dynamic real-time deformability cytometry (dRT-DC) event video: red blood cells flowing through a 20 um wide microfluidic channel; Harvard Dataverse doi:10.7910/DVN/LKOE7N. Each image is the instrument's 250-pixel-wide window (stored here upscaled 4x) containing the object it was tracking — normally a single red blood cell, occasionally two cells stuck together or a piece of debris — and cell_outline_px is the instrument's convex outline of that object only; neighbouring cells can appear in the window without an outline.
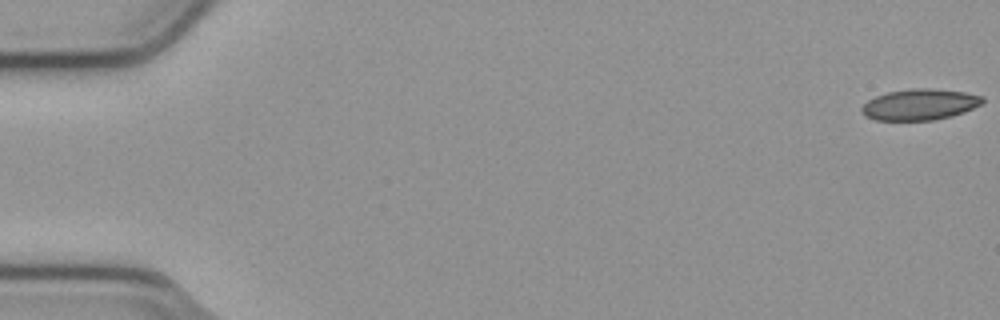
{"species": "common noctule bat (a hibernating species)", "species_latin": "Nyctalus noctula", "temperature_condition": "cold", "stored_images_in_passage": 53, "camera_frame_rate_fps": 3000, "um_per_image_px": 0.085, "animal": {"sex": "male", "body_mass_g": 23.1, "forearm_length_mm": 52.7}, "frame": {"image": 1, "passage_image": 1, "time_ms": 0.0, "image_size_px": [1000, 320], "cell_outline_px": [[984, 100], [980, 104], [964, 112], [952, 116], [932, 120], [876, 120], [864, 116], [860, 112], [860, 108], [868, 100], [876, 96], [888, 92], [912, 88], [932, 88], [964, 92], [984, 96]], "centroid_in_image_um": [78.16, 8.88], "position_along_channel_um": 6.8, "area_um2": 21.91}}
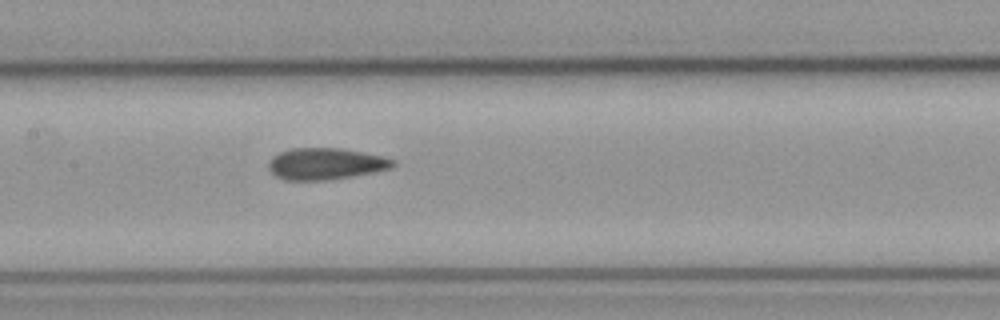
{"frame": {"image": 2, "passage_image": 27, "time_ms": 8.667, "image_size_px": [1000, 320], "cell_outline_px": [[396, 164], [392, 168], [376, 172], [332, 180], [284, 180], [276, 176], [268, 168], [268, 164], [272, 156], [280, 152], [292, 148], [340, 148], [364, 152], [384, 156], [396, 160]], "centroid_in_image_um": [27.72, 13.92], "position_along_channel_um": 179.7, "area_um2": 23.24}}
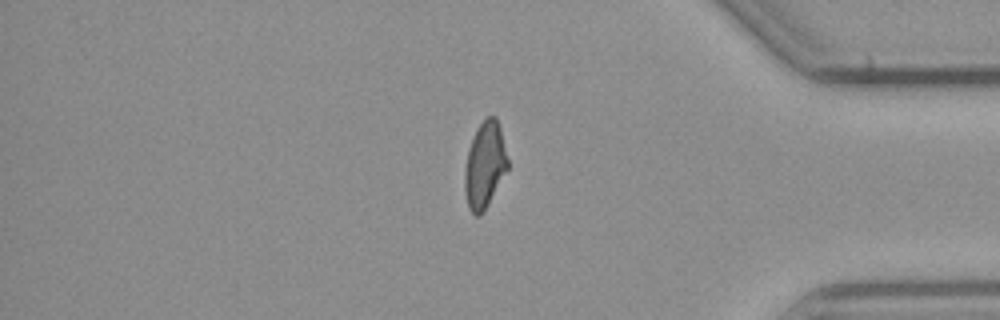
{"frame": {"image": 3, "passage_image": 46, "time_ms": 15.0, "image_size_px": [1000, 320], "cell_outline_px": [[508, 168], [484, 212], [480, 216], [476, 216], [468, 208], [464, 188], [464, 168], [468, 148], [476, 128], [488, 116], [496, 116], [500, 128], [508, 160]], "centroid_in_image_um": [41.18, 14.05], "position_along_channel_um": 394.0, "area_um2": 21.68}}